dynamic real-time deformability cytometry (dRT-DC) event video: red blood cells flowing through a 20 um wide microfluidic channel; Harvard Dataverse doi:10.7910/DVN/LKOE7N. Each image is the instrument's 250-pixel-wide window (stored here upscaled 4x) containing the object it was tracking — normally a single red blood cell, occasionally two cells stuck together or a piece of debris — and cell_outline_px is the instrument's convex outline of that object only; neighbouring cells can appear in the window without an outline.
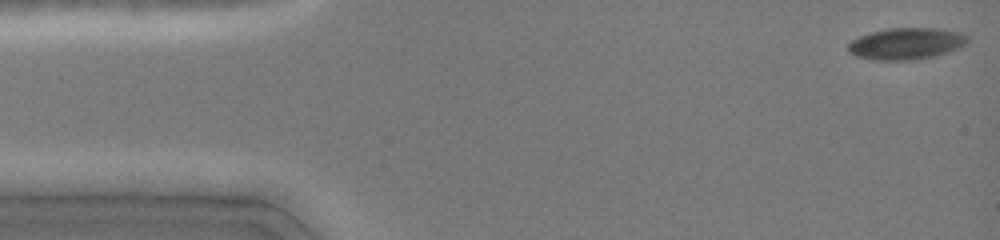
{"species": "common noctule bat (a hibernating species)", "species_latin": "Nyctalus noctula", "temperature_condition": "cold", "stored_images_in_passage": 45, "camera_frame_rate_fps": 3000, "um_per_image_px": 0.085, "animal": {"sex": "female", "body_mass_g": 19.0, "forearm_length_mm": 51.5}, "frame": {"image": 1, "passage_image": 1, "time_ms": 0.0, "image_size_px": [1000, 240], "cell_outline_px": [[968, 44], [960, 48], [936, 56], [912, 60], [872, 60], [856, 56], [848, 52], [848, 44], [852, 40], [860, 36], [872, 32], [888, 28], [936, 28], [960, 32], [968, 36]], "centroid_in_image_um": [77.06, 3.71], "position_along_channel_um": 7.9, "area_um2": 22.2}}
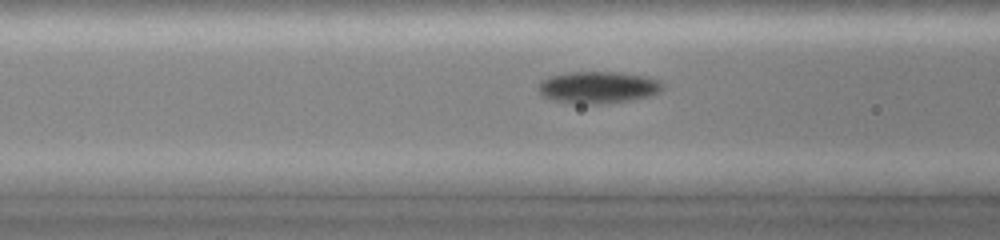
{"frame": {"image": 2, "passage_image": 37, "time_ms": 5.333, "image_size_px": [1000, 240], "cell_outline_px": [[664, 88], [660, 92], [652, 96], [632, 100], [600, 104], [580, 104], [552, 100], [544, 96], [536, 88], [536, 84], [540, 80], [552, 76], [572, 72], [612, 72], [644, 76], [660, 80], [664, 84]], "centroid_in_image_um": [50.85, 7.44], "position_along_channel_um": 115.7, "area_um2": 23.29}}
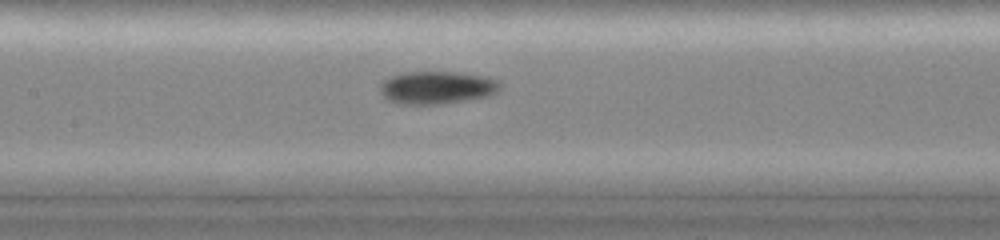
{"frame": {"image": 3, "passage_image": 42, "time_ms": 6.667, "image_size_px": [1000, 240], "cell_outline_px": [[500, 88], [496, 92], [488, 96], [444, 104], [396, 104], [388, 100], [380, 92], [380, 84], [384, 80], [392, 76], [404, 72], [452, 72], [480, 76], [496, 80], [500, 84]], "centroid_in_image_um": [37.08, 7.46], "position_along_channel_um": 170.3, "area_um2": 22.72}}